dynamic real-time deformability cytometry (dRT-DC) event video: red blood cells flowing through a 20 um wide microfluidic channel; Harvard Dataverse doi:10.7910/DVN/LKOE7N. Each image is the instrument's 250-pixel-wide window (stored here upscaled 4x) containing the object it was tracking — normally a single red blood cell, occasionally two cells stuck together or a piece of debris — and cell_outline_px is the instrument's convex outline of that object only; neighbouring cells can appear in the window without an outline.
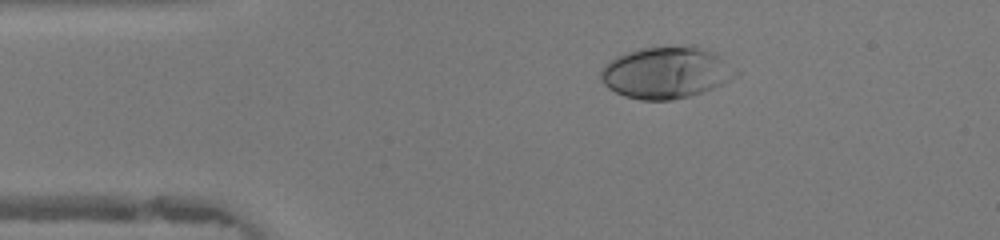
{"species": "human", "species_latin": "Homo sapiens", "temperature_condition": "warm", "stored_images_in_passage": 36, "camera_frame_rate_fps": 3000, "um_per_image_px": 0.085, "donor": {"sex": "female"}, "frame": {"image": 1, "passage_image": 8, "time_ms": 2.333, "image_size_px": [1000, 240], "cell_outline_px": [[740, 72], [728, 80], [704, 92], [672, 100], [640, 100], [624, 96], [608, 88], [600, 80], [600, 72], [604, 64], [608, 60], [624, 52], [640, 48], [692, 44], [696, 44], [716, 56]], "centroid_in_image_um": [56.54, 6.16], "position_along_channel_um": 28.5, "area_um2": 40.75}}
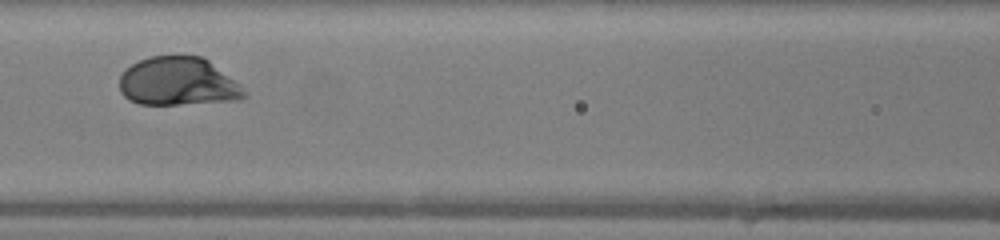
{"frame": {"image": 2, "passage_image": 20, "time_ms": 6.333, "image_size_px": [1000, 240], "cell_outline_px": [[248, 96], [240, 100], [180, 104], [140, 104], [128, 100], [120, 92], [120, 76], [124, 68], [140, 60], [152, 56], [200, 56], [208, 60], [240, 84]], "centroid_in_image_um": [15.12, 6.94], "position_along_channel_um": 151.5, "area_um2": 35.2}}
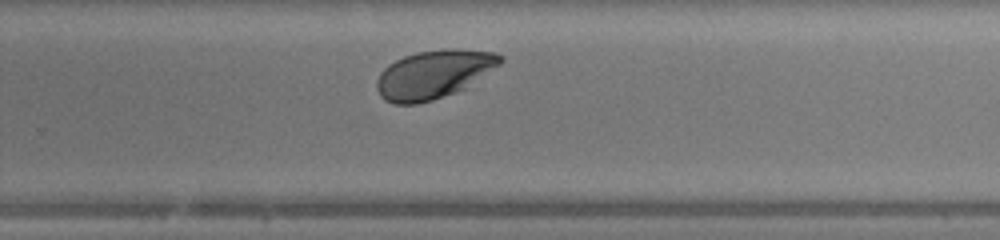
{"frame": {"image": 3, "passage_image": 30, "time_ms": 9.667, "image_size_px": [1000, 240], "cell_outline_px": [[504, 60], [500, 64], [464, 88], [456, 92], [432, 100], [416, 104], [392, 104], [384, 100], [380, 96], [376, 88], [376, 80], [380, 72], [388, 64], [404, 56], [416, 52], [448, 48], [456, 48], [496, 52], [504, 56]], "centroid_in_image_um": [36.84, 6.31], "position_along_channel_um": 293.0, "area_um2": 34.97}, "authors_computed_cell_mechanics": {"area_um2": 35.8938, "velocity_mm_per_s": 4.254, "shape_relaxation_time_tau1_ms": 1.4517, "shape_relaxation_time_tau2_ms": null, "deformation_change_tau1": 0.1649, "deformation_change_tau2": null}}